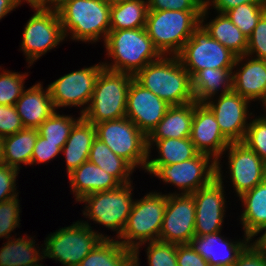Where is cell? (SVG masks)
Listing matches in <instances>:
<instances>
[{
	"mask_svg": "<svg viewBox=\"0 0 266 266\" xmlns=\"http://www.w3.org/2000/svg\"><path fill=\"white\" fill-rule=\"evenodd\" d=\"M18 196L0 203V238L9 239L12 232L20 226V200Z\"/></svg>",
	"mask_w": 266,
	"mask_h": 266,
	"instance_id": "cell-40",
	"label": "cell"
},
{
	"mask_svg": "<svg viewBox=\"0 0 266 266\" xmlns=\"http://www.w3.org/2000/svg\"><path fill=\"white\" fill-rule=\"evenodd\" d=\"M252 242V240L243 235V239L232 240L220 232L204 236H194L190 245L200 254L209 266H233L239 255Z\"/></svg>",
	"mask_w": 266,
	"mask_h": 266,
	"instance_id": "cell-21",
	"label": "cell"
},
{
	"mask_svg": "<svg viewBox=\"0 0 266 266\" xmlns=\"http://www.w3.org/2000/svg\"><path fill=\"white\" fill-rule=\"evenodd\" d=\"M88 160L112 175L120 184L133 182L131 175L135 169L97 137L91 146Z\"/></svg>",
	"mask_w": 266,
	"mask_h": 266,
	"instance_id": "cell-32",
	"label": "cell"
},
{
	"mask_svg": "<svg viewBox=\"0 0 266 266\" xmlns=\"http://www.w3.org/2000/svg\"><path fill=\"white\" fill-rule=\"evenodd\" d=\"M264 112L265 115L251 117L243 143L266 162V110Z\"/></svg>",
	"mask_w": 266,
	"mask_h": 266,
	"instance_id": "cell-39",
	"label": "cell"
},
{
	"mask_svg": "<svg viewBox=\"0 0 266 266\" xmlns=\"http://www.w3.org/2000/svg\"><path fill=\"white\" fill-rule=\"evenodd\" d=\"M233 266H266V253L251 242Z\"/></svg>",
	"mask_w": 266,
	"mask_h": 266,
	"instance_id": "cell-46",
	"label": "cell"
},
{
	"mask_svg": "<svg viewBox=\"0 0 266 266\" xmlns=\"http://www.w3.org/2000/svg\"><path fill=\"white\" fill-rule=\"evenodd\" d=\"M148 162L147 164L170 165L187 161L195 157L199 152L195 149L190 137L176 139H147ZM156 146L157 158H151V149Z\"/></svg>",
	"mask_w": 266,
	"mask_h": 266,
	"instance_id": "cell-30",
	"label": "cell"
},
{
	"mask_svg": "<svg viewBox=\"0 0 266 266\" xmlns=\"http://www.w3.org/2000/svg\"><path fill=\"white\" fill-rule=\"evenodd\" d=\"M133 182L121 184L115 189L92 193L84 196L79 203H84L82 210L85 218L98 225L116 231L117 239L126 223L135 199L133 198Z\"/></svg>",
	"mask_w": 266,
	"mask_h": 266,
	"instance_id": "cell-8",
	"label": "cell"
},
{
	"mask_svg": "<svg viewBox=\"0 0 266 266\" xmlns=\"http://www.w3.org/2000/svg\"><path fill=\"white\" fill-rule=\"evenodd\" d=\"M234 68L202 69L192 79V91L196 102L204 103L208 99L232 90V71Z\"/></svg>",
	"mask_w": 266,
	"mask_h": 266,
	"instance_id": "cell-29",
	"label": "cell"
},
{
	"mask_svg": "<svg viewBox=\"0 0 266 266\" xmlns=\"http://www.w3.org/2000/svg\"><path fill=\"white\" fill-rule=\"evenodd\" d=\"M244 207L239 216L244 234L251 240L266 227V179L239 197Z\"/></svg>",
	"mask_w": 266,
	"mask_h": 266,
	"instance_id": "cell-25",
	"label": "cell"
},
{
	"mask_svg": "<svg viewBox=\"0 0 266 266\" xmlns=\"http://www.w3.org/2000/svg\"><path fill=\"white\" fill-rule=\"evenodd\" d=\"M110 5L104 0H66L57 8L65 38L72 41L105 42L110 32ZM71 36H70V35Z\"/></svg>",
	"mask_w": 266,
	"mask_h": 266,
	"instance_id": "cell-2",
	"label": "cell"
},
{
	"mask_svg": "<svg viewBox=\"0 0 266 266\" xmlns=\"http://www.w3.org/2000/svg\"><path fill=\"white\" fill-rule=\"evenodd\" d=\"M0 70H2L0 66ZM28 73H19L3 69L0 72V105H15L25 90Z\"/></svg>",
	"mask_w": 266,
	"mask_h": 266,
	"instance_id": "cell-37",
	"label": "cell"
},
{
	"mask_svg": "<svg viewBox=\"0 0 266 266\" xmlns=\"http://www.w3.org/2000/svg\"><path fill=\"white\" fill-rule=\"evenodd\" d=\"M11 237L0 248V266H40L44 259L42 248L35 244L34 237ZM32 238V239H31ZM38 245V246H37ZM41 250V251H40Z\"/></svg>",
	"mask_w": 266,
	"mask_h": 266,
	"instance_id": "cell-28",
	"label": "cell"
},
{
	"mask_svg": "<svg viewBox=\"0 0 266 266\" xmlns=\"http://www.w3.org/2000/svg\"><path fill=\"white\" fill-rule=\"evenodd\" d=\"M147 0H126L110 7V31L145 28Z\"/></svg>",
	"mask_w": 266,
	"mask_h": 266,
	"instance_id": "cell-33",
	"label": "cell"
},
{
	"mask_svg": "<svg viewBox=\"0 0 266 266\" xmlns=\"http://www.w3.org/2000/svg\"><path fill=\"white\" fill-rule=\"evenodd\" d=\"M102 68L100 62L72 71L50 83L48 88L55 110L77 106L80 109L79 114L82 115L90 103L96 79Z\"/></svg>",
	"mask_w": 266,
	"mask_h": 266,
	"instance_id": "cell-14",
	"label": "cell"
},
{
	"mask_svg": "<svg viewBox=\"0 0 266 266\" xmlns=\"http://www.w3.org/2000/svg\"><path fill=\"white\" fill-rule=\"evenodd\" d=\"M168 105L134 78L127 95L126 117L148 137L164 117Z\"/></svg>",
	"mask_w": 266,
	"mask_h": 266,
	"instance_id": "cell-18",
	"label": "cell"
},
{
	"mask_svg": "<svg viewBox=\"0 0 266 266\" xmlns=\"http://www.w3.org/2000/svg\"><path fill=\"white\" fill-rule=\"evenodd\" d=\"M195 236V200L192 194H167L159 241L189 244Z\"/></svg>",
	"mask_w": 266,
	"mask_h": 266,
	"instance_id": "cell-16",
	"label": "cell"
},
{
	"mask_svg": "<svg viewBox=\"0 0 266 266\" xmlns=\"http://www.w3.org/2000/svg\"><path fill=\"white\" fill-rule=\"evenodd\" d=\"M64 1L66 0H50V8L56 9Z\"/></svg>",
	"mask_w": 266,
	"mask_h": 266,
	"instance_id": "cell-54",
	"label": "cell"
},
{
	"mask_svg": "<svg viewBox=\"0 0 266 266\" xmlns=\"http://www.w3.org/2000/svg\"><path fill=\"white\" fill-rule=\"evenodd\" d=\"M21 6L18 0H0V20L6 17L11 11Z\"/></svg>",
	"mask_w": 266,
	"mask_h": 266,
	"instance_id": "cell-49",
	"label": "cell"
},
{
	"mask_svg": "<svg viewBox=\"0 0 266 266\" xmlns=\"http://www.w3.org/2000/svg\"><path fill=\"white\" fill-rule=\"evenodd\" d=\"M38 138V129L24 128L2 138L4 162L20 171L21 163L31 165V157Z\"/></svg>",
	"mask_w": 266,
	"mask_h": 266,
	"instance_id": "cell-31",
	"label": "cell"
},
{
	"mask_svg": "<svg viewBox=\"0 0 266 266\" xmlns=\"http://www.w3.org/2000/svg\"><path fill=\"white\" fill-rule=\"evenodd\" d=\"M149 10L202 11L203 0H147Z\"/></svg>",
	"mask_w": 266,
	"mask_h": 266,
	"instance_id": "cell-45",
	"label": "cell"
},
{
	"mask_svg": "<svg viewBox=\"0 0 266 266\" xmlns=\"http://www.w3.org/2000/svg\"><path fill=\"white\" fill-rule=\"evenodd\" d=\"M210 10L203 6L200 24L210 34V36L220 42L236 56L246 55L248 47V37L228 18L224 13H215L217 16L209 18ZM206 22V23H205Z\"/></svg>",
	"mask_w": 266,
	"mask_h": 266,
	"instance_id": "cell-24",
	"label": "cell"
},
{
	"mask_svg": "<svg viewBox=\"0 0 266 266\" xmlns=\"http://www.w3.org/2000/svg\"><path fill=\"white\" fill-rule=\"evenodd\" d=\"M34 14L25 24L20 50L26 56L28 68L48 51L56 48L65 35L58 12L46 6L31 7Z\"/></svg>",
	"mask_w": 266,
	"mask_h": 266,
	"instance_id": "cell-11",
	"label": "cell"
},
{
	"mask_svg": "<svg viewBox=\"0 0 266 266\" xmlns=\"http://www.w3.org/2000/svg\"><path fill=\"white\" fill-rule=\"evenodd\" d=\"M260 233H262V235ZM259 234H260V236L257 237V239L256 238L252 239V241L260 250H262L266 253V227L263 230H261V232H259Z\"/></svg>",
	"mask_w": 266,
	"mask_h": 266,
	"instance_id": "cell-51",
	"label": "cell"
},
{
	"mask_svg": "<svg viewBox=\"0 0 266 266\" xmlns=\"http://www.w3.org/2000/svg\"><path fill=\"white\" fill-rule=\"evenodd\" d=\"M24 129L14 105H0V137L4 138Z\"/></svg>",
	"mask_w": 266,
	"mask_h": 266,
	"instance_id": "cell-43",
	"label": "cell"
},
{
	"mask_svg": "<svg viewBox=\"0 0 266 266\" xmlns=\"http://www.w3.org/2000/svg\"><path fill=\"white\" fill-rule=\"evenodd\" d=\"M227 152V169L231 186L240 197L266 179V162L243 142H231L225 149Z\"/></svg>",
	"mask_w": 266,
	"mask_h": 266,
	"instance_id": "cell-17",
	"label": "cell"
},
{
	"mask_svg": "<svg viewBox=\"0 0 266 266\" xmlns=\"http://www.w3.org/2000/svg\"><path fill=\"white\" fill-rule=\"evenodd\" d=\"M245 61V62H244ZM238 66V67H237ZM232 71V91L266 108V60L237 56Z\"/></svg>",
	"mask_w": 266,
	"mask_h": 266,
	"instance_id": "cell-20",
	"label": "cell"
},
{
	"mask_svg": "<svg viewBox=\"0 0 266 266\" xmlns=\"http://www.w3.org/2000/svg\"><path fill=\"white\" fill-rule=\"evenodd\" d=\"M265 13L266 10L261 3H251L240 4L228 10L225 14L243 34L249 37L258 21Z\"/></svg>",
	"mask_w": 266,
	"mask_h": 266,
	"instance_id": "cell-36",
	"label": "cell"
},
{
	"mask_svg": "<svg viewBox=\"0 0 266 266\" xmlns=\"http://www.w3.org/2000/svg\"><path fill=\"white\" fill-rule=\"evenodd\" d=\"M18 2L20 5L26 2L30 7L46 6L50 8V0H18Z\"/></svg>",
	"mask_w": 266,
	"mask_h": 266,
	"instance_id": "cell-52",
	"label": "cell"
},
{
	"mask_svg": "<svg viewBox=\"0 0 266 266\" xmlns=\"http://www.w3.org/2000/svg\"><path fill=\"white\" fill-rule=\"evenodd\" d=\"M250 103L249 100L232 90L227 94H219L204 102L214 113L222 134L230 142H243L249 126L247 120H250L254 115L253 112L249 111Z\"/></svg>",
	"mask_w": 266,
	"mask_h": 266,
	"instance_id": "cell-15",
	"label": "cell"
},
{
	"mask_svg": "<svg viewBox=\"0 0 266 266\" xmlns=\"http://www.w3.org/2000/svg\"><path fill=\"white\" fill-rule=\"evenodd\" d=\"M190 139L199 153L210 155L216 163H222V154L231 143L222 134L214 113L196 101Z\"/></svg>",
	"mask_w": 266,
	"mask_h": 266,
	"instance_id": "cell-19",
	"label": "cell"
},
{
	"mask_svg": "<svg viewBox=\"0 0 266 266\" xmlns=\"http://www.w3.org/2000/svg\"><path fill=\"white\" fill-rule=\"evenodd\" d=\"M167 194L149 192L135 199L127 223L117 240L129 249L146 242L159 241Z\"/></svg>",
	"mask_w": 266,
	"mask_h": 266,
	"instance_id": "cell-7",
	"label": "cell"
},
{
	"mask_svg": "<svg viewBox=\"0 0 266 266\" xmlns=\"http://www.w3.org/2000/svg\"><path fill=\"white\" fill-rule=\"evenodd\" d=\"M139 253L132 251L124 260L123 266H140Z\"/></svg>",
	"mask_w": 266,
	"mask_h": 266,
	"instance_id": "cell-50",
	"label": "cell"
},
{
	"mask_svg": "<svg viewBox=\"0 0 266 266\" xmlns=\"http://www.w3.org/2000/svg\"><path fill=\"white\" fill-rule=\"evenodd\" d=\"M246 55L266 60V13L260 18L248 37Z\"/></svg>",
	"mask_w": 266,
	"mask_h": 266,
	"instance_id": "cell-41",
	"label": "cell"
},
{
	"mask_svg": "<svg viewBox=\"0 0 266 266\" xmlns=\"http://www.w3.org/2000/svg\"><path fill=\"white\" fill-rule=\"evenodd\" d=\"M261 4L263 5V7H264L265 10H266V0H261Z\"/></svg>",
	"mask_w": 266,
	"mask_h": 266,
	"instance_id": "cell-56",
	"label": "cell"
},
{
	"mask_svg": "<svg viewBox=\"0 0 266 266\" xmlns=\"http://www.w3.org/2000/svg\"><path fill=\"white\" fill-rule=\"evenodd\" d=\"M96 137L134 169L145 170L148 162L147 137L126 116L95 124Z\"/></svg>",
	"mask_w": 266,
	"mask_h": 266,
	"instance_id": "cell-9",
	"label": "cell"
},
{
	"mask_svg": "<svg viewBox=\"0 0 266 266\" xmlns=\"http://www.w3.org/2000/svg\"><path fill=\"white\" fill-rule=\"evenodd\" d=\"M103 44L106 56L111 59L103 61V67L133 76L162 57L145 28L112 30Z\"/></svg>",
	"mask_w": 266,
	"mask_h": 266,
	"instance_id": "cell-1",
	"label": "cell"
},
{
	"mask_svg": "<svg viewBox=\"0 0 266 266\" xmlns=\"http://www.w3.org/2000/svg\"><path fill=\"white\" fill-rule=\"evenodd\" d=\"M145 172L179 190L168 195L192 194L216 178V161L208 154L198 153L192 159L175 164H147Z\"/></svg>",
	"mask_w": 266,
	"mask_h": 266,
	"instance_id": "cell-10",
	"label": "cell"
},
{
	"mask_svg": "<svg viewBox=\"0 0 266 266\" xmlns=\"http://www.w3.org/2000/svg\"><path fill=\"white\" fill-rule=\"evenodd\" d=\"M132 249L124 247L116 238H104L79 266H123Z\"/></svg>",
	"mask_w": 266,
	"mask_h": 266,
	"instance_id": "cell-34",
	"label": "cell"
},
{
	"mask_svg": "<svg viewBox=\"0 0 266 266\" xmlns=\"http://www.w3.org/2000/svg\"><path fill=\"white\" fill-rule=\"evenodd\" d=\"M3 164H5L4 154H3V142H2V138L0 137V166Z\"/></svg>",
	"mask_w": 266,
	"mask_h": 266,
	"instance_id": "cell-53",
	"label": "cell"
},
{
	"mask_svg": "<svg viewBox=\"0 0 266 266\" xmlns=\"http://www.w3.org/2000/svg\"><path fill=\"white\" fill-rule=\"evenodd\" d=\"M108 5L112 6V5H115V4H119V3H122L126 0H104Z\"/></svg>",
	"mask_w": 266,
	"mask_h": 266,
	"instance_id": "cell-55",
	"label": "cell"
},
{
	"mask_svg": "<svg viewBox=\"0 0 266 266\" xmlns=\"http://www.w3.org/2000/svg\"><path fill=\"white\" fill-rule=\"evenodd\" d=\"M68 179L76 202L88 194L112 190L121 185L112 175L89 160L69 173Z\"/></svg>",
	"mask_w": 266,
	"mask_h": 266,
	"instance_id": "cell-23",
	"label": "cell"
},
{
	"mask_svg": "<svg viewBox=\"0 0 266 266\" xmlns=\"http://www.w3.org/2000/svg\"><path fill=\"white\" fill-rule=\"evenodd\" d=\"M177 57L192 78L202 69L233 68L237 56L213 39L200 24Z\"/></svg>",
	"mask_w": 266,
	"mask_h": 266,
	"instance_id": "cell-12",
	"label": "cell"
},
{
	"mask_svg": "<svg viewBox=\"0 0 266 266\" xmlns=\"http://www.w3.org/2000/svg\"><path fill=\"white\" fill-rule=\"evenodd\" d=\"M222 168V164L216 163V178L192 193L195 200V236L220 232L223 228L227 196L224 194Z\"/></svg>",
	"mask_w": 266,
	"mask_h": 266,
	"instance_id": "cell-13",
	"label": "cell"
},
{
	"mask_svg": "<svg viewBox=\"0 0 266 266\" xmlns=\"http://www.w3.org/2000/svg\"><path fill=\"white\" fill-rule=\"evenodd\" d=\"M96 138V127L83 117L74 125L61 153L65 155L67 175L88 160Z\"/></svg>",
	"mask_w": 266,
	"mask_h": 266,
	"instance_id": "cell-26",
	"label": "cell"
},
{
	"mask_svg": "<svg viewBox=\"0 0 266 266\" xmlns=\"http://www.w3.org/2000/svg\"><path fill=\"white\" fill-rule=\"evenodd\" d=\"M43 88L41 82L35 83L24 90L14 105L24 128L38 129L55 112L50 90L48 86Z\"/></svg>",
	"mask_w": 266,
	"mask_h": 266,
	"instance_id": "cell-22",
	"label": "cell"
},
{
	"mask_svg": "<svg viewBox=\"0 0 266 266\" xmlns=\"http://www.w3.org/2000/svg\"><path fill=\"white\" fill-rule=\"evenodd\" d=\"M64 145L65 143L48 142V140L43 138L38 132V138L31 157V165L49 163L50 160L53 161L52 159L61 154Z\"/></svg>",
	"mask_w": 266,
	"mask_h": 266,
	"instance_id": "cell-42",
	"label": "cell"
},
{
	"mask_svg": "<svg viewBox=\"0 0 266 266\" xmlns=\"http://www.w3.org/2000/svg\"><path fill=\"white\" fill-rule=\"evenodd\" d=\"M134 79L170 106L195 101L191 76L177 56H162L147 64Z\"/></svg>",
	"mask_w": 266,
	"mask_h": 266,
	"instance_id": "cell-3",
	"label": "cell"
},
{
	"mask_svg": "<svg viewBox=\"0 0 266 266\" xmlns=\"http://www.w3.org/2000/svg\"><path fill=\"white\" fill-rule=\"evenodd\" d=\"M261 3V0H205L204 6L216 13H226L240 4ZM213 7V8H212Z\"/></svg>",
	"mask_w": 266,
	"mask_h": 266,
	"instance_id": "cell-48",
	"label": "cell"
},
{
	"mask_svg": "<svg viewBox=\"0 0 266 266\" xmlns=\"http://www.w3.org/2000/svg\"><path fill=\"white\" fill-rule=\"evenodd\" d=\"M19 170L12 166L3 164L0 166V203L19 196L17 190L16 178Z\"/></svg>",
	"mask_w": 266,
	"mask_h": 266,
	"instance_id": "cell-44",
	"label": "cell"
},
{
	"mask_svg": "<svg viewBox=\"0 0 266 266\" xmlns=\"http://www.w3.org/2000/svg\"><path fill=\"white\" fill-rule=\"evenodd\" d=\"M133 75L102 68L90 103L82 117L91 124L126 116L127 95Z\"/></svg>",
	"mask_w": 266,
	"mask_h": 266,
	"instance_id": "cell-5",
	"label": "cell"
},
{
	"mask_svg": "<svg viewBox=\"0 0 266 266\" xmlns=\"http://www.w3.org/2000/svg\"><path fill=\"white\" fill-rule=\"evenodd\" d=\"M111 238L92 229L84 220L73 222L51 232L44 240V259L51 258L63 266H79L80 262L104 239Z\"/></svg>",
	"mask_w": 266,
	"mask_h": 266,
	"instance_id": "cell-6",
	"label": "cell"
},
{
	"mask_svg": "<svg viewBox=\"0 0 266 266\" xmlns=\"http://www.w3.org/2000/svg\"><path fill=\"white\" fill-rule=\"evenodd\" d=\"M195 101L169 106L164 117L147 139H182L190 137Z\"/></svg>",
	"mask_w": 266,
	"mask_h": 266,
	"instance_id": "cell-27",
	"label": "cell"
},
{
	"mask_svg": "<svg viewBox=\"0 0 266 266\" xmlns=\"http://www.w3.org/2000/svg\"><path fill=\"white\" fill-rule=\"evenodd\" d=\"M202 11L148 10L145 29L162 56H177L200 25Z\"/></svg>",
	"mask_w": 266,
	"mask_h": 266,
	"instance_id": "cell-4",
	"label": "cell"
},
{
	"mask_svg": "<svg viewBox=\"0 0 266 266\" xmlns=\"http://www.w3.org/2000/svg\"><path fill=\"white\" fill-rule=\"evenodd\" d=\"M55 112L47 118L38 128L39 134L51 143H66L74 125L82 118V115L74 118L72 115Z\"/></svg>",
	"mask_w": 266,
	"mask_h": 266,
	"instance_id": "cell-35",
	"label": "cell"
},
{
	"mask_svg": "<svg viewBox=\"0 0 266 266\" xmlns=\"http://www.w3.org/2000/svg\"><path fill=\"white\" fill-rule=\"evenodd\" d=\"M147 243V245H146ZM137 246L133 251L140 254L141 246L147 247L148 266H178L177 264V244L164 243L161 241L146 242Z\"/></svg>",
	"mask_w": 266,
	"mask_h": 266,
	"instance_id": "cell-38",
	"label": "cell"
},
{
	"mask_svg": "<svg viewBox=\"0 0 266 266\" xmlns=\"http://www.w3.org/2000/svg\"><path fill=\"white\" fill-rule=\"evenodd\" d=\"M176 256L178 266H209V263L190 244L177 245Z\"/></svg>",
	"mask_w": 266,
	"mask_h": 266,
	"instance_id": "cell-47",
	"label": "cell"
}]
</instances>
